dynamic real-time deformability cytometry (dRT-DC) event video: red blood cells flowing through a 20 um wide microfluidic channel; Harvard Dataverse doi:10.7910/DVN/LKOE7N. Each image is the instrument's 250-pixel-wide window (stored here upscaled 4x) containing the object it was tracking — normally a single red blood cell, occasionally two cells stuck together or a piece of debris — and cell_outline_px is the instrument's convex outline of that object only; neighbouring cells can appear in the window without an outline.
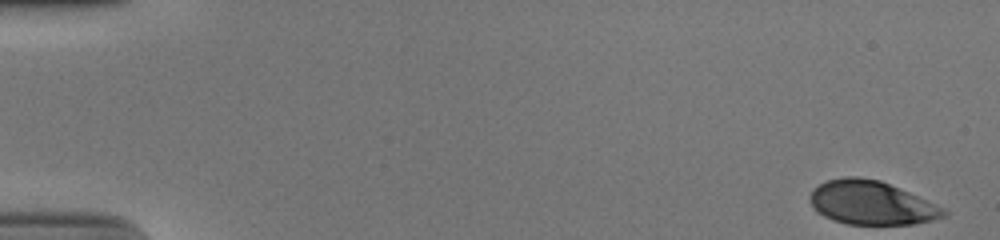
{"species": "human", "species_latin": "Homo sapiens", "temperature_condition": "cold", "stored_images_in_passage": 52, "camera_frame_rate_fps": 3000, "um_per_image_px": 0.085, "donor": {"sex": "male"}, "frame": {"image": 1, "passage_image": 1, "time_ms": 0.0, "image_size_px": [1000, 240], "cell_outline_px": [[948, 216], [932, 220], [912, 224], [848, 224], [832, 220], [816, 212], [808, 200], [808, 196], [812, 188], [828, 180], [844, 176], [856, 176], [880, 180], [908, 192], [944, 208], [948, 212]], "centroid_in_image_um": [74.02, 17.24], "position_along_channel_um": 11.0, "area_um2": 34.16}}
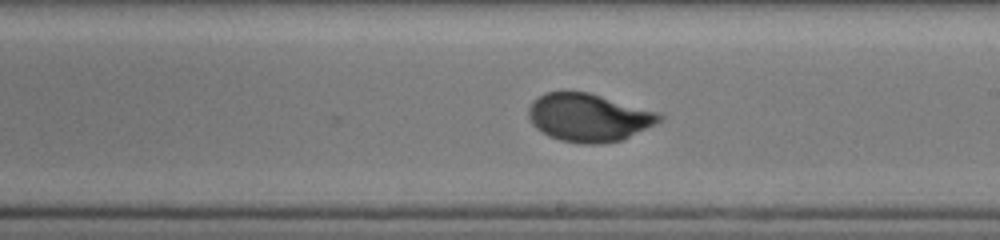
{"frame": {"image": 2, "passage_image": 31, "time_ms": 10.0, "image_size_px": [1000, 240], "cell_outline_px": [[664, 116], [660, 120], [620, 140], [600, 144], [580, 144], [560, 140], [548, 136], [536, 128], [532, 124], [528, 116], [528, 108], [532, 100], [544, 92], [588, 92], [660, 112]], "centroid_in_image_um": [49.98, 9.98], "position_along_channel_um": 239.0, "area_um2": 36.41}}
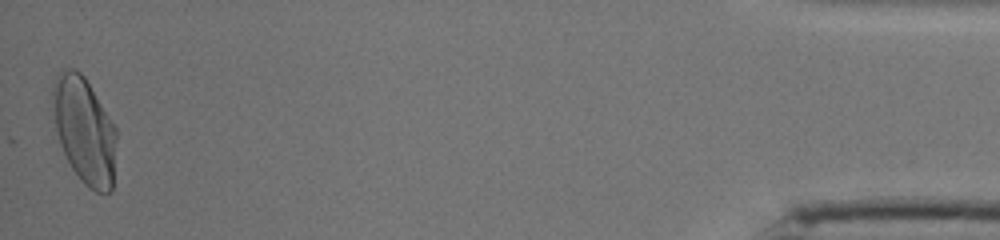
{"frame": {"image": 3, "passage_image": 52, "time_ms": 17.0, "image_size_px": [1000, 240], "cell_outline_px": [[116, 140], [112, 192], [96, 192], [88, 188], [80, 180], [72, 168], [60, 144], [56, 128], [52, 92], [56, 76], [60, 68], [76, 68], [84, 76], [116, 128]], "centroid_in_image_um": [7.18, 11.08], "position_along_channel_um": 428.0, "area_um2": 39.19}, "authors_computed_cell_mechanics": {"area_um2": 36.125, "velocity_mm_per_s": 3.8831, "shape_relaxation_time_tau1_ms": 2.8747, "shape_relaxation_time_tau2_ms": null, "deformation_change_tau1": 0.174, "deformation_change_tau2": null}}